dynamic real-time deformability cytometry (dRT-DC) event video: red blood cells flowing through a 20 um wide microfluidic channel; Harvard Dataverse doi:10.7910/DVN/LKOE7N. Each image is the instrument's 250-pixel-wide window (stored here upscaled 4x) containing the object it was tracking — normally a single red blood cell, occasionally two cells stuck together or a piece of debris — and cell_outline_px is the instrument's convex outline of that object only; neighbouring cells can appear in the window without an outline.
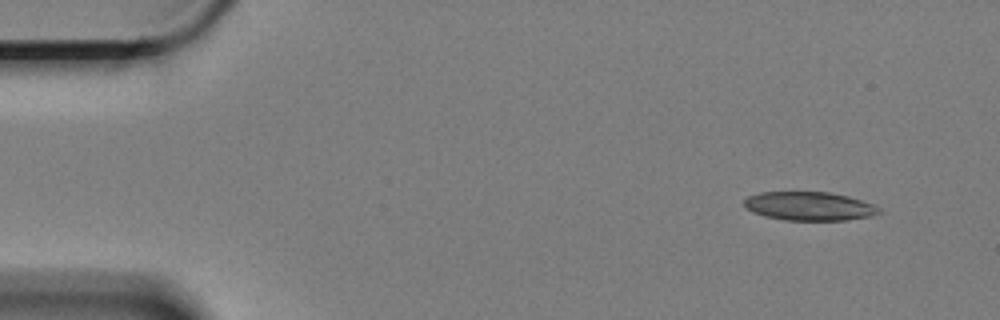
{"species": "Egyptian fruit bat (a non-hibernating species)", "species_latin": "Rousettus aegyptiacus", "temperature_condition": "cold", "stored_images_in_passage": 55, "camera_frame_rate_fps": 3000, "um_per_image_px": 0.085, "animal": {"sex": "female"}, "frame": {"image": 1, "passage_image": 1, "time_ms": 0.0, "image_size_px": [1000, 320], "cell_outline_px": [[884, 212], [872, 216], [848, 220], [784, 220], [764, 216], [752, 212], [744, 208], [744, 200], [748, 196], [760, 192], [828, 192], [848, 196], [872, 204], [880, 208]], "centroid_in_image_um": [68.78, 17.53], "position_along_channel_um": 16.2, "area_um2": 22.72}}
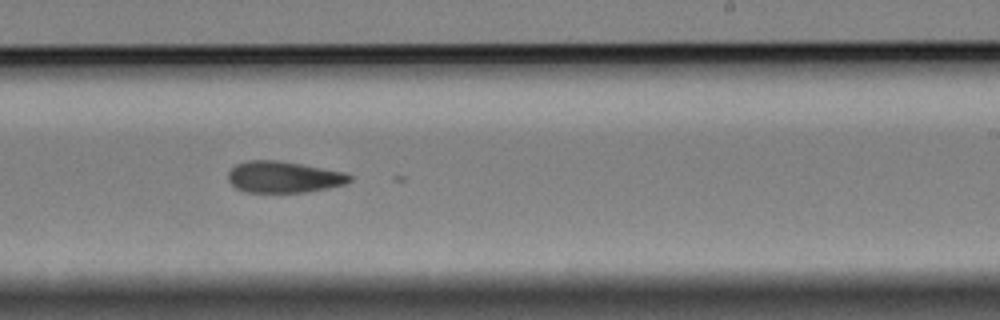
{"frame": {"image": 2, "passage_image": 32, "time_ms": 10.333, "image_size_px": [1000, 320], "cell_outline_px": [[352, 180], [344, 184], [328, 188], [308, 192], [244, 192], [236, 188], [228, 180], [228, 172], [236, 164], [248, 160], [276, 160], [300, 164], [344, 172], [352, 176]], "centroid_in_image_um": [24.1, 15.05], "position_along_channel_um": 264.9, "area_um2": 22.2}}
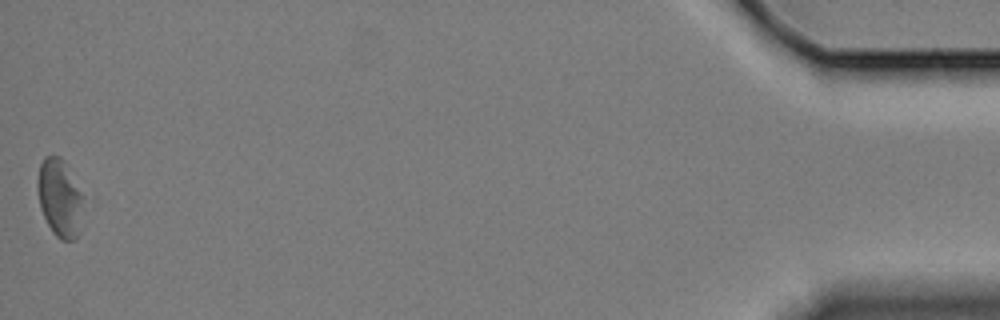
{"frame": {"image": 3, "passage_image": 55, "time_ms": 18.0, "image_size_px": [1000, 320], "cell_outline_px": [[80, 232], [76, 240], [60, 240], [52, 232], [40, 208], [36, 188], [36, 180], [40, 164], [44, 156], [60, 156], [64, 160], [80, 192]], "centroid_in_image_um": [5.01, 16.83], "position_along_channel_um": 430.2, "area_um2": 20.46}}